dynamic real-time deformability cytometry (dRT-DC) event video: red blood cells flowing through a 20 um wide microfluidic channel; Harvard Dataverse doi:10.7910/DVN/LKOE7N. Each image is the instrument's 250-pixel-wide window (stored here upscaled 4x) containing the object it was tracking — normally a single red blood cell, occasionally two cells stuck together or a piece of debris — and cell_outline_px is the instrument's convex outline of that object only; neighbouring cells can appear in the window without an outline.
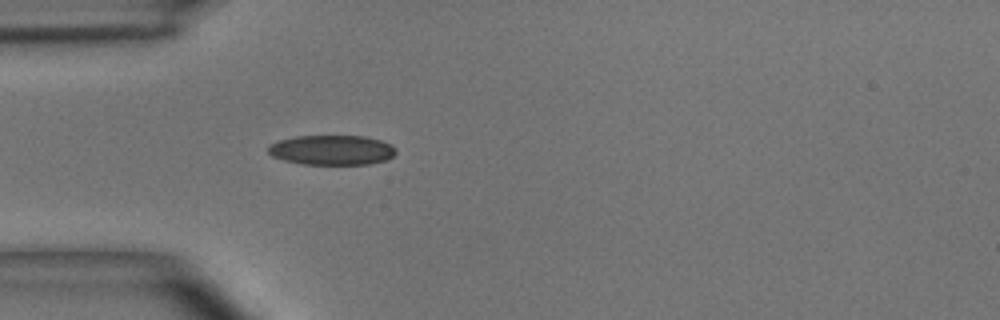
{"species": "common noctule bat (a hibernating species)", "species_latin": "Nyctalus noctula", "temperature_condition": "room temperature", "stored_images_in_passage": 29, "camera_frame_rate_fps": 3000, "um_per_image_px": 0.085, "animal": {"sex": "male", "body_mass_g": 15.6}, "frame": {"image": 1, "passage_image": 1, "time_ms": 0.0, "image_size_px": [1000, 320], "cell_outline_px": [[396, 152], [392, 156], [384, 160], [368, 164], [304, 164], [284, 160], [272, 156], [268, 152], [268, 148], [272, 144], [280, 140], [296, 136], [364, 136], [380, 140], [392, 144], [396, 148]], "centroid_in_image_um": [28.23, 12.75], "position_along_channel_um": 56.8, "area_um2": 22.02}}
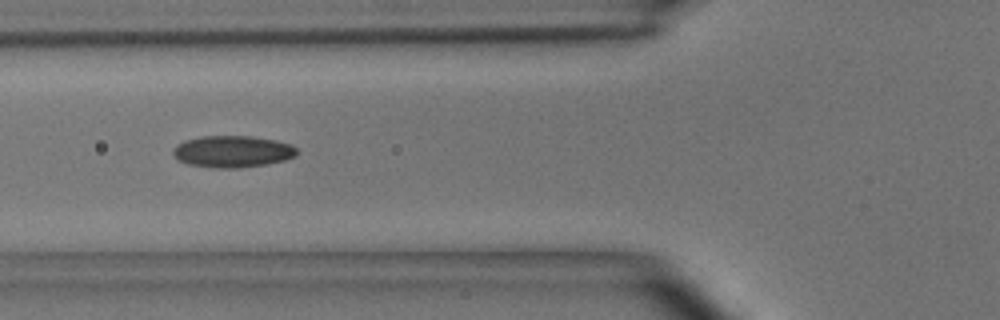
{"frame": {"image": 2, "passage_image": 5, "time_ms": 1.333, "image_size_px": [1000, 320], "cell_outline_px": [[296, 156], [284, 160], [268, 164], [240, 168], [212, 168], [188, 164], [176, 160], [172, 152], [176, 144], [184, 140], [200, 136], [252, 136], [276, 140], [292, 144], [296, 148]], "centroid_in_image_um": [19.74, 12.88], "position_along_channel_um": 106.1, "area_um2": 23.24}, "authors_computed_cell_mechanics": {"area_um2": 22.0218, "velocity_mm_per_s": 3.9417, "shape_relaxation_time_tau1_ms": 7.377, "shape_relaxation_time_tau2_ms": 3.0913, "deformation_change_tau1": 0.1682, "deformation_change_tau2": 0.0945}}